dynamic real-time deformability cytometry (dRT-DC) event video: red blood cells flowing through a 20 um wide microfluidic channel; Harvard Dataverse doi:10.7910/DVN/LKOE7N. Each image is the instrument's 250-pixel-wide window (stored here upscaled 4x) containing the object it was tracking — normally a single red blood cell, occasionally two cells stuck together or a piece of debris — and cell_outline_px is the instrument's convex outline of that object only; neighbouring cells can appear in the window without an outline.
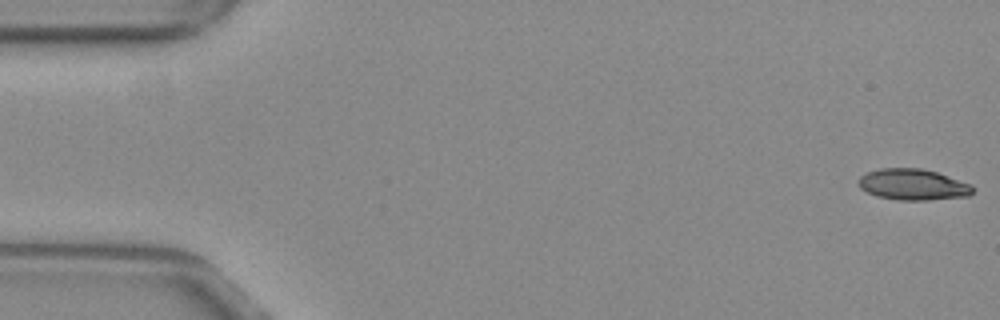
{"species": "common noctule bat (a hibernating species)", "species_latin": "Nyctalus noctula", "temperature_condition": "warm", "stored_images_in_passage": 14, "camera_frame_rate_fps": 3000, "um_per_image_px": 0.085, "animal": {"sex": "female", "body_mass_g": 29.2, "forearm_length_mm": 56.3}, "frame": {"image": 1, "passage_image": 1, "time_ms": 0.0, "image_size_px": [1000, 320], "cell_outline_px": [[972, 192], [968, 196], [928, 200], [900, 200], [876, 196], [860, 188], [860, 176], [868, 172], [880, 168], [920, 168], [936, 172], [972, 184]], "centroid_in_image_um": [77.61, 15.69], "position_along_channel_um": 7.4, "area_um2": 20.52}}
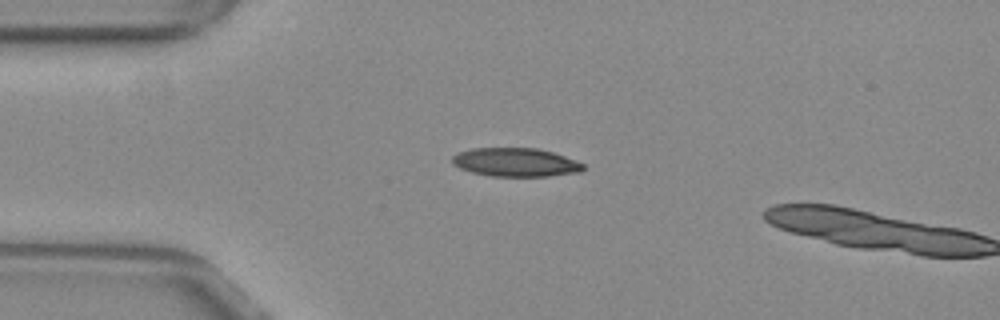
{"frame": {"image": 2, "passage_image": 13, "time_ms": 4.0, "image_size_px": [1000, 320], "cell_outline_px": [[584, 168], [580, 172], [548, 176], [492, 176], [472, 172], [460, 168], [452, 164], [452, 156], [460, 152], [472, 148], [536, 148], [552, 152], [576, 160], [584, 164]], "centroid_in_image_um": [43.82, 13.79], "position_along_channel_um": 41.2, "area_um2": 21.73}}